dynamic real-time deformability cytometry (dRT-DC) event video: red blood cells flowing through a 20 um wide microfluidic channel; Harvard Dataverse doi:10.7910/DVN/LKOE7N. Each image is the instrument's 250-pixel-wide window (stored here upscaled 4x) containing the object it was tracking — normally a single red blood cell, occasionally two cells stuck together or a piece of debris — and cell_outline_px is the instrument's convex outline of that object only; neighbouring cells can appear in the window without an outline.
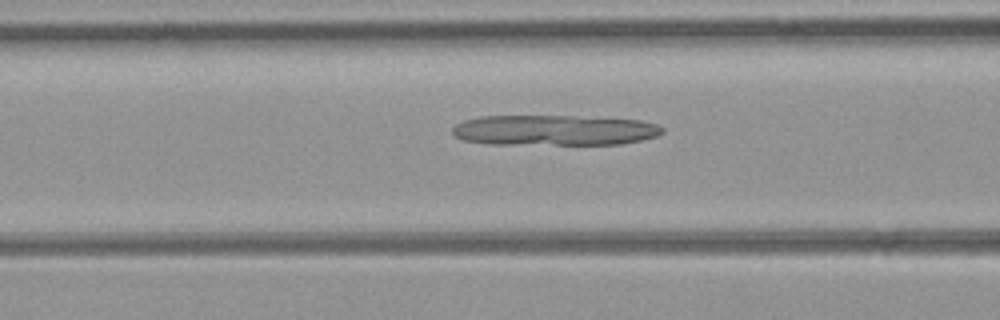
{"species": "common noctule bat (a hibernating species)", "species_latin": "Nyctalus noctula", "temperature_condition": "room temperature", "stored_images_in_passage": 40, "camera_frame_rate_fps": 3000, "um_per_image_px": 0.085, "animal": {"sex": "female", "body_mass_g": 21.9}, "frame": {"image": 1, "passage_image": 10, "time_ms": 3.0, "image_size_px": [1000, 320], "cell_outline_px": [[664, 132], [656, 136], [640, 140], [620, 144], [492, 144], [460, 140], [452, 132], [452, 128], [456, 124], [464, 120], [480, 116], [576, 116], [640, 120], [656, 124], [664, 128]], "centroid_in_image_um": [47.09, 11.07], "position_along_channel_um": 119.5, "area_um2": 37.34}}
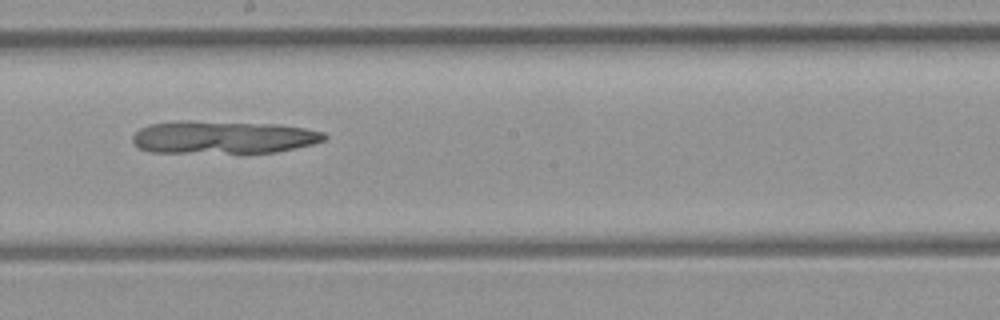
{"frame": {"image": 2, "passage_image": 18, "time_ms": 5.667, "image_size_px": [1000, 320], "cell_outline_px": [[328, 136], [324, 140], [312, 144], [276, 152], [152, 152], [140, 148], [132, 140], [132, 136], [140, 128], [148, 124], [176, 120], [188, 120], [280, 124], [304, 128], [324, 132]], "centroid_in_image_um": [18.95, 11.64], "position_along_channel_um": 229.2, "area_um2": 36.7}}
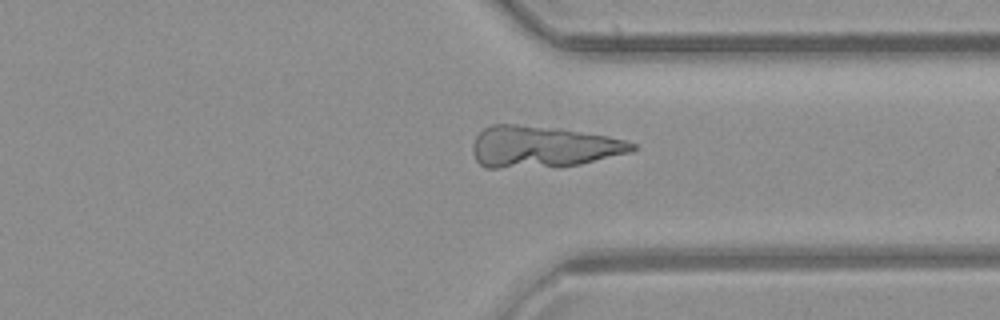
{"frame": {"image": 3, "passage_image": 28, "time_ms": 9.0, "image_size_px": [1000, 320], "cell_outline_px": [[636, 148], [632, 152], [580, 164], [500, 168], [484, 168], [476, 160], [472, 152], [472, 144], [476, 136], [484, 128], [492, 124], [516, 124], [560, 128], [608, 136], [624, 140], [636, 144]], "centroid_in_image_um": [46.12, 12.46], "position_along_channel_um": 365.3, "area_um2": 38.49}}